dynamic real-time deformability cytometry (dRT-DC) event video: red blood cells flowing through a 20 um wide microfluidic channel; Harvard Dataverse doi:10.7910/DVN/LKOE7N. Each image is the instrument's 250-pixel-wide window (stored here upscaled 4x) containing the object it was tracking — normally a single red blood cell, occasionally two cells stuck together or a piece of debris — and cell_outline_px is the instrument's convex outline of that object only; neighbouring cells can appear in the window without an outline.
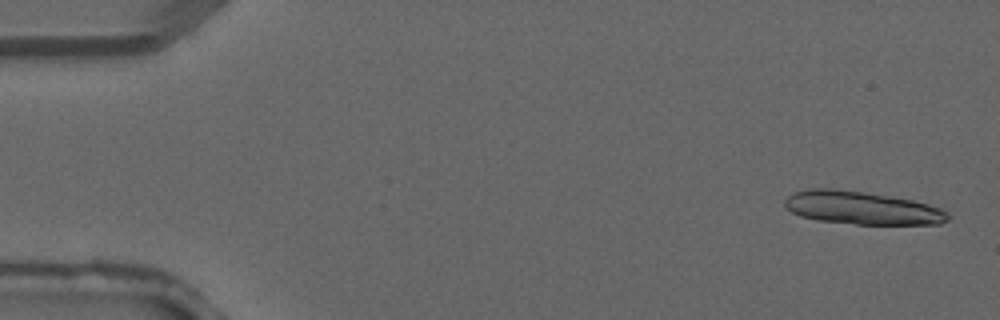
{"species": "common noctule bat (a hibernating species)", "species_latin": "Nyctalus noctula", "temperature_condition": "warm", "stored_images_in_passage": 4, "camera_frame_rate_fps": 3000, "um_per_image_px": 0.085, "animal": {"sex": "male", "forearm_length_mm": 52.5}, "frame": {"image": 1, "passage_image": 1, "time_ms": 0.0, "image_size_px": [1000, 320], "cell_outline_px": [[948, 220], [940, 224], [856, 224], [816, 220], [800, 216], [792, 212], [784, 204], [784, 200], [792, 192], [808, 188], [832, 188], [864, 192], [912, 200], [928, 204], [940, 208], [948, 212]], "centroid_in_image_um": [73.23, 17.67], "position_along_channel_um": 11.8, "area_um2": 31.39}}